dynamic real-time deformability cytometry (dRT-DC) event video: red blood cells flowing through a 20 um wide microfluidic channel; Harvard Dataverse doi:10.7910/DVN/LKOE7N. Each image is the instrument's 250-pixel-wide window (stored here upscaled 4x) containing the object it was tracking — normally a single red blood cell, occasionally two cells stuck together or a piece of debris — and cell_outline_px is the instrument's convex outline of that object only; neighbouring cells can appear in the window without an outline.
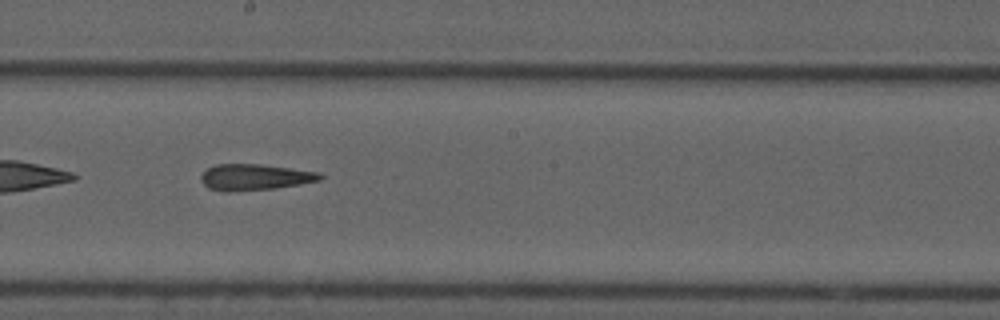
{"species": "common noctule bat (a hibernating species)", "species_latin": "Nyctalus noctula", "temperature_condition": "cold", "stored_images_in_passage": 50, "camera_frame_rate_fps": 3000, "um_per_image_px": 0.085, "animal": {"sex": "male", "forearm_length_mm": 52.5}, "frame": {"image": 1, "passage_image": 29, "time_ms": 9.333, "image_size_px": [1000, 320], "cell_outline_px": [[324, 176], [320, 180], [300, 184], [276, 188], [232, 192], [228, 192], [208, 188], [200, 180], [200, 176], [208, 168], [216, 164], [260, 164], [320, 172]], "centroid_in_image_um": [21.65, 15.06], "position_along_channel_um": 226.5, "area_um2": 18.21}}
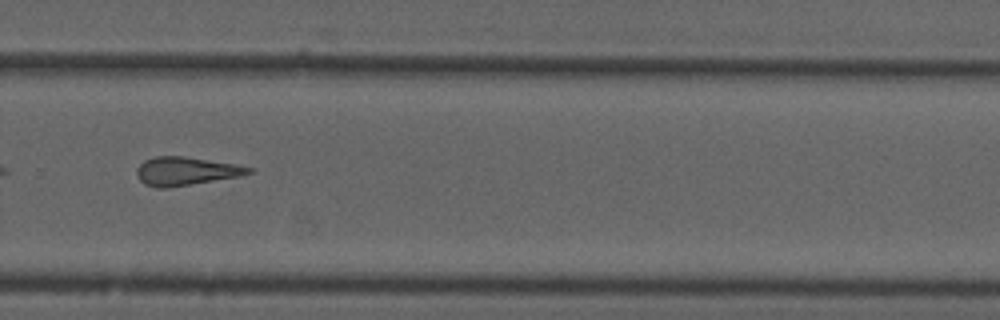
{"frame": {"image": 2, "passage_image": 36, "time_ms": 11.667, "image_size_px": [1000, 320], "cell_outline_px": [[252, 172], [240, 176], [168, 188], [156, 188], [144, 184], [140, 180], [136, 172], [136, 168], [144, 160], [152, 156], [184, 156], [236, 164], [252, 168]], "centroid_in_image_um": [15.76, 14.54], "position_along_channel_um": 314.0, "area_um2": 18.55}}